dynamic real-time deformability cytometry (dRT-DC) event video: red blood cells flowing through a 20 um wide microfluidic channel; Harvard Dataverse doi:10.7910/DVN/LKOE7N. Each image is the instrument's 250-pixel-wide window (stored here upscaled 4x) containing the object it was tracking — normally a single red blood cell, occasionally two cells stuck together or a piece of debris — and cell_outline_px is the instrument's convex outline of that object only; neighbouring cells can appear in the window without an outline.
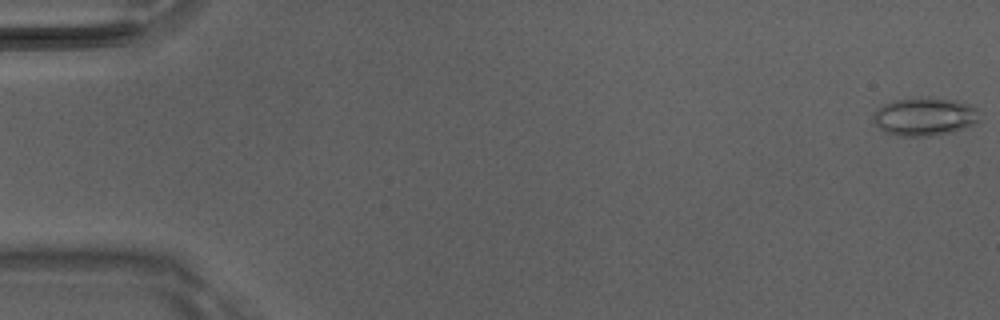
{"species": "Egyptian fruit bat (a non-hibernating species)", "species_latin": "Rousettus aegyptiacus", "temperature_condition": "room temperature", "stored_images_in_passage": 5, "camera_frame_rate_fps": 3000, "um_per_image_px": 0.085, "animal": {"sex": "male"}, "frame": {"image": 1, "passage_image": 1, "time_ms": 0.0, "image_size_px": [1000, 320], "cell_outline_px": [[980, 120], [976, 124], [952, 132], [928, 136], [900, 136], [888, 132], [872, 124], [872, 116], [876, 108], [892, 100], [912, 96], [928, 96], [952, 100], [968, 104], [976, 108]], "centroid_in_image_um": [78.55, 9.88], "position_along_channel_um": 6.4, "area_um2": 24.16}}